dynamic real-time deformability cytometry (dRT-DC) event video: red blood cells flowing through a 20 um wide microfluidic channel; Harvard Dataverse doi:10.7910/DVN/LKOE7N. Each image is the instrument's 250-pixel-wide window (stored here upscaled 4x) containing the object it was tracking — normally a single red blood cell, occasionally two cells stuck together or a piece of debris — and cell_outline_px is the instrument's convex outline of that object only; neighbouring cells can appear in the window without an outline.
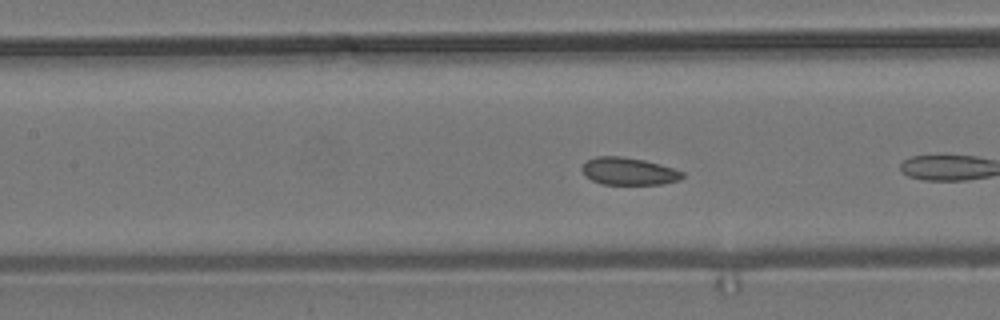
{"species": "common noctule bat (a hibernating species)", "species_latin": "Nyctalus noctula", "temperature_condition": "room temperature", "stored_images_in_passage": 9, "camera_frame_rate_fps": 3000, "um_per_image_px": 0.085, "animal": {"sex": "male", "body_mass_g": 19.2, "forearm_length_mm": 51.8}, "frame": {"image": 1, "passage_image": 8, "time_ms": 2.333, "image_size_px": [1000, 320], "cell_outline_px": [[684, 176], [680, 180], [660, 184], [604, 184], [592, 180], [584, 176], [580, 168], [588, 160], [596, 156], [624, 156], [644, 160], [660, 164], [684, 172]], "centroid_in_image_um": [53.42, 14.55], "position_along_channel_um": 154.0, "area_um2": 16.07}}